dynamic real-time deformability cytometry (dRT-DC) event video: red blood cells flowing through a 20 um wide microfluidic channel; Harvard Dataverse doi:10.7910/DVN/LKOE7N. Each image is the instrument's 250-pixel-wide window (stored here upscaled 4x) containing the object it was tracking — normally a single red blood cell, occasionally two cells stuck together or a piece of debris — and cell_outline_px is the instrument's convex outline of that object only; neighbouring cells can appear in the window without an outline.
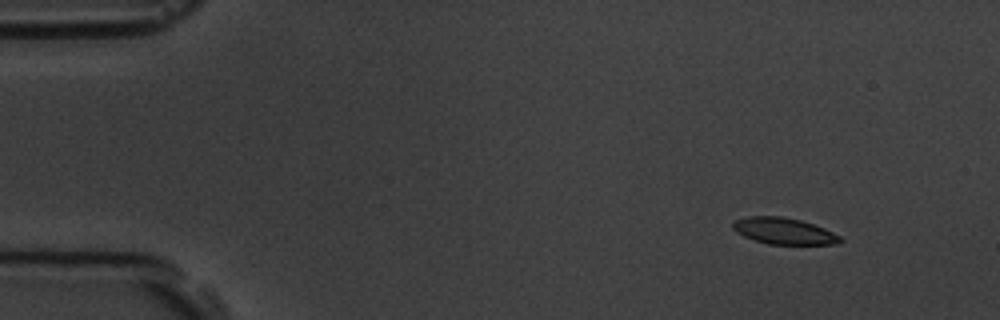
{"species": "common noctule bat (a hibernating species)", "species_latin": "Nyctalus noctula", "temperature_condition": "room temperature", "stored_images_in_passage": 5, "camera_frame_rate_fps": 3000, "um_per_image_px": 0.085, "animal": {"sex": "male", "body_mass_g": 19.5, "forearm_length_mm": 54.6}, "frame": {"image": 1, "passage_image": 1, "time_ms": 0.0, "image_size_px": [1000, 320], "cell_outline_px": [[844, 240], [840, 244], [768, 244], [744, 236], [736, 232], [732, 228], [732, 224], [736, 220], [748, 216], [780, 216], [800, 220], [824, 228], [840, 236]], "centroid_in_image_um": [66.64, 19.64], "position_along_channel_um": 18.4, "area_um2": 16.42}}
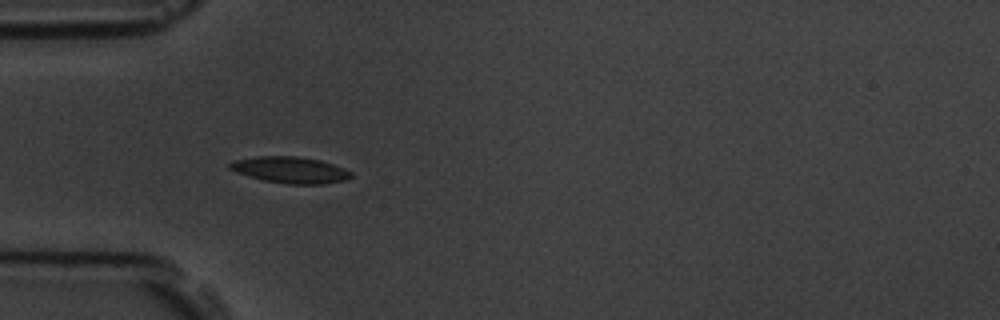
{"frame": {"image": 2, "passage_image": 4, "time_ms": 3.667, "image_size_px": [1000, 320], "cell_outline_px": [[352, 176], [348, 180], [324, 184], [288, 184], [264, 180], [248, 176], [236, 172], [228, 168], [228, 164], [232, 160], [256, 156], [300, 156], [320, 160], [344, 168], [352, 172]], "centroid_in_image_um": [24.67, 14.44], "position_along_channel_um": 60.3, "area_um2": 18.84}}
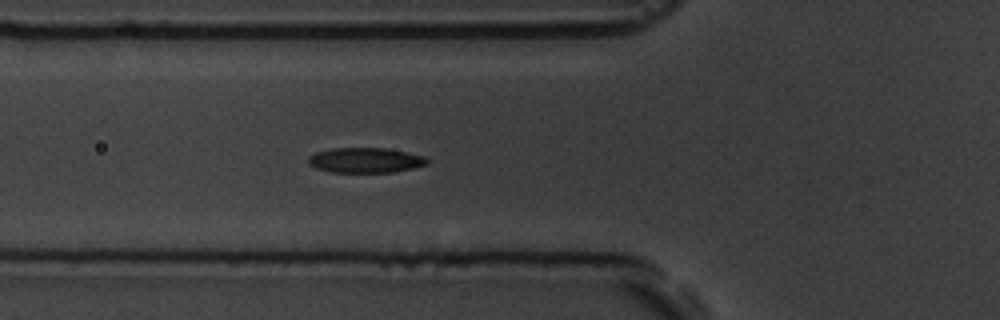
{"frame": {"image": 3, "passage_image": 5, "time_ms": 4.667, "image_size_px": [1000, 320], "cell_outline_px": [[428, 164], [396, 172], [328, 172], [316, 168], [308, 164], [308, 156], [316, 152], [332, 148], [388, 148], [424, 156], [428, 160]], "centroid_in_image_um": [31.04, 13.62], "position_along_channel_um": 94.8, "area_um2": 17.46}}